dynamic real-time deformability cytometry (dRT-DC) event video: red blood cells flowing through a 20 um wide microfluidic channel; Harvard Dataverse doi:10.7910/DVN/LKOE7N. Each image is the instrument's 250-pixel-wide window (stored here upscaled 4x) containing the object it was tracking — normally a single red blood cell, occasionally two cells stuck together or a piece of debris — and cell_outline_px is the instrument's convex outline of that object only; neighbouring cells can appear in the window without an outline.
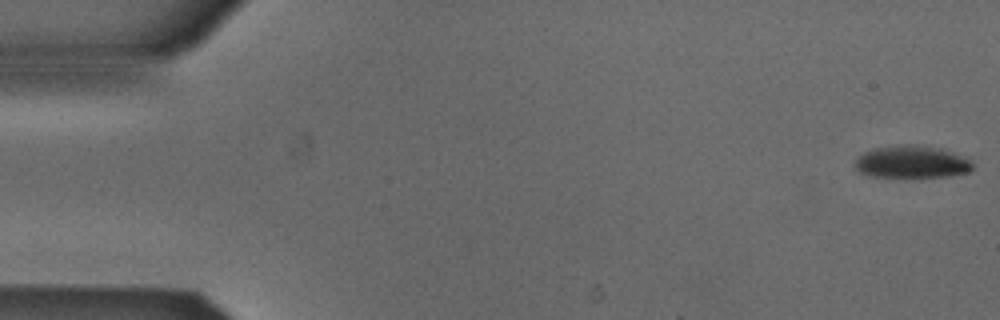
{"species": "Egyptian fruit bat (a non-hibernating species)", "species_latin": "Rousettus aegyptiacus", "temperature_condition": "cold", "stored_images_in_passage": 4, "camera_frame_rate_fps": 3000, "um_per_image_px": 0.085, "animal": {"sex": "male"}, "frame": {"image": 1, "passage_image": 1, "time_ms": 0.0, "image_size_px": [1000, 320], "cell_outline_px": [[972, 168], [968, 172], [952, 176], [868, 176], [860, 172], [852, 164], [864, 152], [876, 148], [940, 148], [968, 160], [972, 164]], "centroid_in_image_um": [77.46, 13.83], "position_along_channel_um": 7.5, "area_um2": 20.63}}
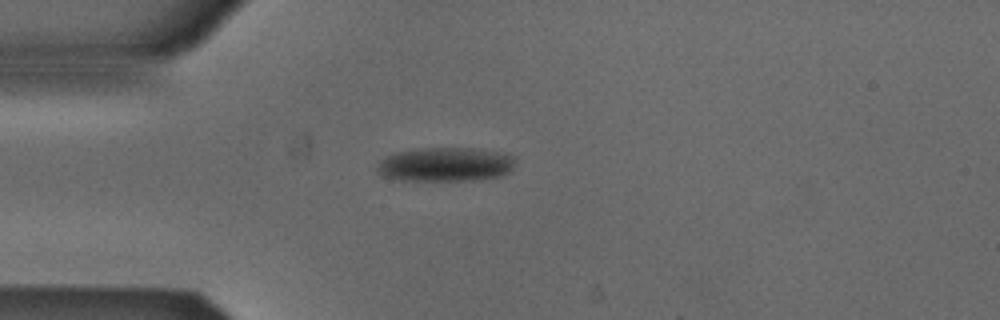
{"frame": {"image": 2, "passage_image": 4, "time_ms": 1.0, "image_size_px": [1000, 320], "cell_outline_px": [[516, 160], [512, 168], [508, 172], [500, 176], [468, 180], [404, 180], [380, 176], [376, 172], [376, 168], [380, 160], [384, 156], [396, 152], [416, 148], [472, 148], [496, 152], [516, 156]], "centroid_in_image_um": [37.81, 13.97], "position_along_channel_um": 47.2, "area_um2": 27.51}}